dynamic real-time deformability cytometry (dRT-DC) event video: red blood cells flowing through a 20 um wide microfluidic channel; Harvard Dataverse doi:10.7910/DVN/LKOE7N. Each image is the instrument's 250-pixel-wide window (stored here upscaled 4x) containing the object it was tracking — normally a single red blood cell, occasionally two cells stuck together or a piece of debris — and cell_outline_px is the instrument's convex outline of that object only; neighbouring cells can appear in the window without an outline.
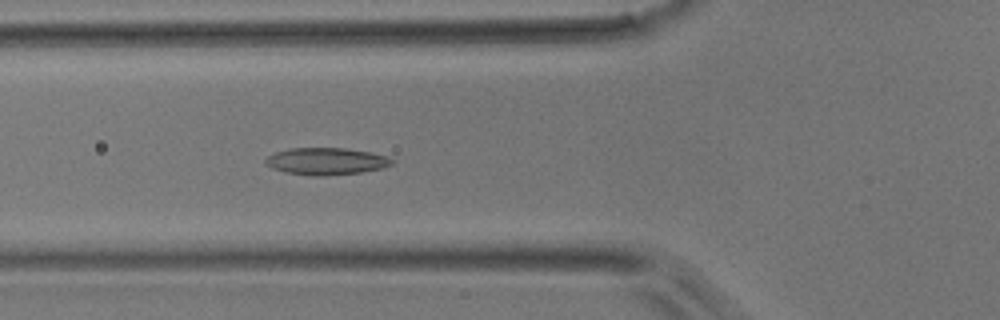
{"species": "common noctule bat (a hibernating species)", "species_latin": "Nyctalus noctula", "temperature_condition": "room temperature", "stored_images_in_passage": 40, "camera_frame_rate_fps": 3000, "um_per_image_px": 0.085, "animal": {"sex": "male", "body_mass_g": 17.9}, "frame": {"image": 1, "passage_image": 18, "time_ms": 5.667, "image_size_px": [1000, 320], "cell_outline_px": [[396, 160], [392, 164], [384, 168], [360, 172], [320, 176], [312, 176], [284, 172], [272, 168], [264, 164], [264, 160], [268, 156], [276, 152], [292, 148], [344, 148], [372, 152], [388, 156]], "centroid_in_image_um": [27.75, 13.7], "position_along_channel_um": 98.0, "area_um2": 20.06}}
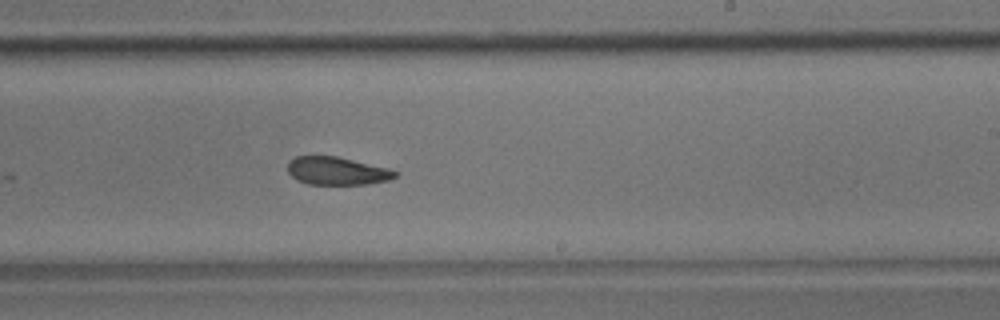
{"frame": {"image": 2, "passage_image": 30, "time_ms": 9.667, "image_size_px": [1000, 320], "cell_outline_px": [[400, 176], [388, 180], [368, 184], [308, 184], [296, 180], [288, 172], [288, 160], [296, 156], [336, 156], [388, 168], [400, 172]], "centroid_in_image_um": [28.66, 14.53], "position_along_channel_um": 260.3, "area_um2": 17.63}}
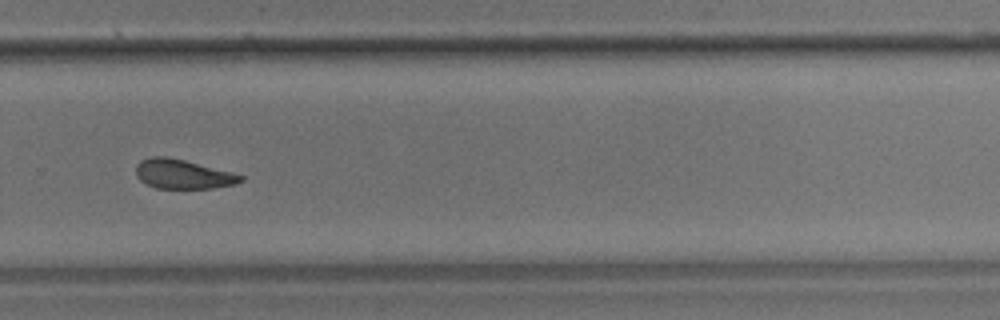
{"frame": {"image": 3, "passage_image": 34, "time_ms": 11.0, "image_size_px": [1000, 320], "cell_outline_px": [[244, 180], [236, 184], [212, 188], [156, 188], [140, 180], [136, 176], [136, 164], [140, 160], [152, 156], [164, 156], [184, 160], [232, 172], [244, 176]], "centroid_in_image_um": [15.54, 14.8], "position_along_channel_um": 314.3, "area_um2": 17.86}}